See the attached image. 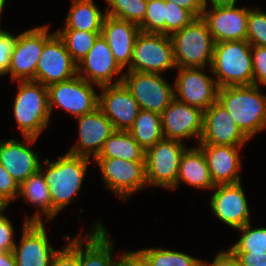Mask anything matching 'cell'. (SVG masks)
Instances as JSON below:
<instances>
[{
    "label": "cell",
    "instance_id": "cell-3",
    "mask_svg": "<svg viewBox=\"0 0 266 266\" xmlns=\"http://www.w3.org/2000/svg\"><path fill=\"white\" fill-rule=\"evenodd\" d=\"M251 50L247 40L214 44L211 70L219 88L254 85Z\"/></svg>",
    "mask_w": 266,
    "mask_h": 266
},
{
    "label": "cell",
    "instance_id": "cell-40",
    "mask_svg": "<svg viewBox=\"0 0 266 266\" xmlns=\"http://www.w3.org/2000/svg\"><path fill=\"white\" fill-rule=\"evenodd\" d=\"M19 194V184L0 164V198L9 206L17 199Z\"/></svg>",
    "mask_w": 266,
    "mask_h": 266
},
{
    "label": "cell",
    "instance_id": "cell-18",
    "mask_svg": "<svg viewBox=\"0 0 266 266\" xmlns=\"http://www.w3.org/2000/svg\"><path fill=\"white\" fill-rule=\"evenodd\" d=\"M161 123L164 138L181 142L196 138L199 143L203 132V111L174 98L161 113Z\"/></svg>",
    "mask_w": 266,
    "mask_h": 266
},
{
    "label": "cell",
    "instance_id": "cell-15",
    "mask_svg": "<svg viewBox=\"0 0 266 266\" xmlns=\"http://www.w3.org/2000/svg\"><path fill=\"white\" fill-rule=\"evenodd\" d=\"M202 19L215 43L247 39L249 7L218 5L205 7Z\"/></svg>",
    "mask_w": 266,
    "mask_h": 266
},
{
    "label": "cell",
    "instance_id": "cell-38",
    "mask_svg": "<svg viewBox=\"0 0 266 266\" xmlns=\"http://www.w3.org/2000/svg\"><path fill=\"white\" fill-rule=\"evenodd\" d=\"M65 247L59 249L54 255L50 266H79L78 262V234L72 239L70 235L64 236ZM71 239V240H70Z\"/></svg>",
    "mask_w": 266,
    "mask_h": 266
},
{
    "label": "cell",
    "instance_id": "cell-14",
    "mask_svg": "<svg viewBox=\"0 0 266 266\" xmlns=\"http://www.w3.org/2000/svg\"><path fill=\"white\" fill-rule=\"evenodd\" d=\"M45 45V25L30 28L17 36L8 72L11 80L35 81L36 67Z\"/></svg>",
    "mask_w": 266,
    "mask_h": 266
},
{
    "label": "cell",
    "instance_id": "cell-47",
    "mask_svg": "<svg viewBox=\"0 0 266 266\" xmlns=\"http://www.w3.org/2000/svg\"><path fill=\"white\" fill-rule=\"evenodd\" d=\"M0 266H17L12 251H0Z\"/></svg>",
    "mask_w": 266,
    "mask_h": 266
},
{
    "label": "cell",
    "instance_id": "cell-27",
    "mask_svg": "<svg viewBox=\"0 0 266 266\" xmlns=\"http://www.w3.org/2000/svg\"><path fill=\"white\" fill-rule=\"evenodd\" d=\"M181 183L205 191H211L215 187L205 155L198 146H188L181 156L176 189Z\"/></svg>",
    "mask_w": 266,
    "mask_h": 266
},
{
    "label": "cell",
    "instance_id": "cell-42",
    "mask_svg": "<svg viewBox=\"0 0 266 266\" xmlns=\"http://www.w3.org/2000/svg\"><path fill=\"white\" fill-rule=\"evenodd\" d=\"M15 229L9 217L4 213L0 215V251H12L16 241L14 240Z\"/></svg>",
    "mask_w": 266,
    "mask_h": 266
},
{
    "label": "cell",
    "instance_id": "cell-39",
    "mask_svg": "<svg viewBox=\"0 0 266 266\" xmlns=\"http://www.w3.org/2000/svg\"><path fill=\"white\" fill-rule=\"evenodd\" d=\"M1 27L0 24V77H3L8 72L11 54L17 41L18 34L14 35L8 29L3 30Z\"/></svg>",
    "mask_w": 266,
    "mask_h": 266
},
{
    "label": "cell",
    "instance_id": "cell-9",
    "mask_svg": "<svg viewBox=\"0 0 266 266\" xmlns=\"http://www.w3.org/2000/svg\"><path fill=\"white\" fill-rule=\"evenodd\" d=\"M99 86L89 83L79 75L48 86L49 110L55 107L65 110L74 118L93 112L98 108L99 94L94 89Z\"/></svg>",
    "mask_w": 266,
    "mask_h": 266
},
{
    "label": "cell",
    "instance_id": "cell-33",
    "mask_svg": "<svg viewBox=\"0 0 266 266\" xmlns=\"http://www.w3.org/2000/svg\"><path fill=\"white\" fill-rule=\"evenodd\" d=\"M106 15L140 25L146 13L148 0H105ZM109 6V7H108Z\"/></svg>",
    "mask_w": 266,
    "mask_h": 266
},
{
    "label": "cell",
    "instance_id": "cell-10",
    "mask_svg": "<svg viewBox=\"0 0 266 266\" xmlns=\"http://www.w3.org/2000/svg\"><path fill=\"white\" fill-rule=\"evenodd\" d=\"M122 83L142 110L161 115L174 99V84L163 74L125 71Z\"/></svg>",
    "mask_w": 266,
    "mask_h": 266
},
{
    "label": "cell",
    "instance_id": "cell-43",
    "mask_svg": "<svg viewBox=\"0 0 266 266\" xmlns=\"http://www.w3.org/2000/svg\"><path fill=\"white\" fill-rule=\"evenodd\" d=\"M240 266H266V253L263 252H233Z\"/></svg>",
    "mask_w": 266,
    "mask_h": 266
},
{
    "label": "cell",
    "instance_id": "cell-12",
    "mask_svg": "<svg viewBox=\"0 0 266 266\" xmlns=\"http://www.w3.org/2000/svg\"><path fill=\"white\" fill-rule=\"evenodd\" d=\"M174 98L205 111L217 101L218 85L211 67L176 68ZM210 69L211 75L205 70Z\"/></svg>",
    "mask_w": 266,
    "mask_h": 266
},
{
    "label": "cell",
    "instance_id": "cell-6",
    "mask_svg": "<svg viewBox=\"0 0 266 266\" xmlns=\"http://www.w3.org/2000/svg\"><path fill=\"white\" fill-rule=\"evenodd\" d=\"M185 143L163 138L145 150V177L148 186L175 191L180 159L188 148Z\"/></svg>",
    "mask_w": 266,
    "mask_h": 266
},
{
    "label": "cell",
    "instance_id": "cell-4",
    "mask_svg": "<svg viewBox=\"0 0 266 266\" xmlns=\"http://www.w3.org/2000/svg\"><path fill=\"white\" fill-rule=\"evenodd\" d=\"M13 116L23 136L39 138L51 121L48 87L35 81H16Z\"/></svg>",
    "mask_w": 266,
    "mask_h": 266
},
{
    "label": "cell",
    "instance_id": "cell-20",
    "mask_svg": "<svg viewBox=\"0 0 266 266\" xmlns=\"http://www.w3.org/2000/svg\"><path fill=\"white\" fill-rule=\"evenodd\" d=\"M23 138L24 141L14 138L0 140V164L19 185L38 172L41 165L39 152L32 149L38 138L30 136H23Z\"/></svg>",
    "mask_w": 266,
    "mask_h": 266
},
{
    "label": "cell",
    "instance_id": "cell-34",
    "mask_svg": "<svg viewBox=\"0 0 266 266\" xmlns=\"http://www.w3.org/2000/svg\"><path fill=\"white\" fill-rule=\"evenodd\" d=\"M252 223L235 229L241 232V237L232 246V252H263L266 253V227L252 228Z\"/></svg>",
    "mask_w": 266,
    "mask_h": 266
},
{
    "label": "cell",
    "instance_id": "cell-2",
    "mask_svg": "<svg viewBox=\"0 0 266 266\" xmlns=\"http://www.w3.org/2000/svg\"><path fill=\"white\" fill-rule=\"evenodd\" d=\"M217 101L249 140L266 130V94L260 86L220 87Z\"/></svg>",
    "mask_w": 266,
    "mask_h": 266
},
{
    "label": "cell",
    "instance_id": "cell-7",
    "mask_svg": "<svg viewBox=\"0 0 266 266\" xmlns=\"http://www.w3.org/2000/svg\"><path fill=\"white\" fill-rule=\"evenodd\" d=\"M177 68L170 35L140 32L126 71L164 74Z\"/></svg>",
    "mask_w": 266,
    "mask_h": 266
},
{
    "label": "cell",
    "instance_id": "cell-36",
    "mask_svg": "<svg viewBox=\"0 0 266 266\" xmlns=\"http://www.w3.org/2000/svg\"><path fill=\"white\" fill-rule=\"evenodd\" d=\"M246 40L251 46L266 47V12L259 7H249Z\"/></svg>",
    "mask_w": 266,
    "mask_h": 266
},
{
    "label": "cell",
    "instance_id": "cell-31",
    "mask_svg": "<svg viewBox=\"0 0 266 266\" xmlns=\"http://www.w3.org/2000/svg\"><path fill=\"white\" fill-rule=\"evenodd\" d=\"M149 266H202V260L184 252L164 248L137 250Z\"/></svg>",
    "mask_w": 266,
    "mask_h": 266
},
{
    "label": "cell",
    "instance_id": "cell-24",
    "mask_svg": "<svg viewBox=\"0 0 266 266\" xmlns=\"http://www.w3.org/2000/svg\"><path fill=\"white\" fill-rule=\"evenodd\" d=\"M205 155L210 176L214 185L236 184L242 181L241 149L244 146L197 145Z\"/></svg>",
    "mask_w": 266,
    "mask_h": 266
},
{
    "label": "cell",
    "instance_id": "cell-32",
    "mask_svg": "<svg viewBox=\"0 0 266 266\" xmlns=\"http://www.w3.org/2000/svg\"><path fill=\"white\" fill-rule=\"evenodd\" d=\"M62 39L72 59L78 63L92 48L101 32L80 31L74 29L55 30Z\"/></svg>",
    "mask_w": 266,
    "mask_h": 266
},
{
    "label": "cell",
    "instance_id": "cell-26",
    "mask_svg": "<svg viewBox=\"0 0 266 266\" xmlns=\"http://www.w3.org/2000/svg\"><path fill=\"white\" fill-rule=\"evenodd\" d=\"M18 198H23L24 202L37 208L32 217L25 215V221L43 223L53 220V204L49 186L40 170L19 185Z\"/></svg>",
    "mask_w": 266,
    "mask_h": 266
},
{
    "label": "cell",
    "instance_id": "cell-44",
    "mask_svg": "<svg viewBox=\"0 0 266 266\" xmlns=\"http://www.w3.org/2000/svg\"><path fill=\"white\" fill-rule=\"evenodd\" d=\"M202 266H240L235 254L228 248L217 253L212 262L202 260Z\"/></svg>",
    "mask_w": 266,
    "mask_h": 266
},
{
    "label": "cell",
    "instance_id": "cell-50",
    "mask_svg": "<svg viewBox=\"0 0 266 266\" xmlns=\"http://www.w3.org/2000/svg\"><path fill=\"white\" fill-rule=\"evenodd\" d=\"M7 2H6V0H0V20H1V18H2V15H3V9L5 8V4H6ZM0 23H1V21H0Z\"/></svg>",
    "mask_w": 266,
    "mask_h": 266
},
{
    "label": "cell",
    "instance_id": "cell-49",
    "mask_svg": "<svg viewBox=\"0 0 266 266\" xmlns=\"http://www.w3.org/2000/svg\"><path fill=\"white\" fill-rule=\"evenodd\" d=\"M6 208H8V205L0 198V215L5 212Z\"/></svg>",
    "mask_w": 266,
    "mask_h": 266
},
{
    "label": "cell",
    "instance_id": "cell-1",
    "mask_svg": "<svg viewBox=\"0 0 266 266\" xmlns=\"http://www.w3.org/2000/svg\"><path fill=\"white\" fill-rule=\"evenodd\" d=\"M93 160L89 158L70 154L68 152L58 159L44 160L45 168L41 163L40 171L49 186L51 201L53 204L54 217L65 210L72 203L83 186L87 168Z\"/></svg>",
    "mask_w": 266,
    "mask_h": 266
},
{
    "label": "cell",
    "instance_id": "cell-30",
    "mask_svg": "<svg viewBox=\"0 0 266 266\" xmlns=\"http://www.w3.org/2000/svg\"><path fill=\"white\" fill-rule=\"evenodd\" d=\"M128 132L146 150L164 138L161 115L140 109Z\"/></svg>",
    "mask_w": 266,
    "mask_h": 266
},
{
    "label": "cell",
    "instance_id": "cell-29",
    "mask_svg": "<svg viewBox=\"0 0 266 266\" xmlns=\"http://www.w3.org/2000/svg\"><path fill=\"white\" fill-rule=\"evenodd\" d=\"M97 157L145 161V150L128 131L115 130L104 142Z\"/></svg>",
    "mask_w": 266,
    "mask_h": 266
},
{
    "label": "cell",
    "instance_id": "cell-19",
    "mask_svg": "<svg viewBox=\"0 0 266 266\" xmlns=\"http://www.w3.org/2000/svg\"><path fill=\"white\" fill-rule=\"evenodd\" d=\"M76 121L78 141L67 152L94 160L115 128L99 107L91 113L76 117Z\"/></svg>",
    "mask_w": 266,
    "mask_h": 266
},
{
    "label": "cell",
    "instance_id": "cell-8",
    "mask_svg": "<svg viewBox=\"0 0 266 266\" xmlns=\"http://www.w3.org/2000/svg\"><path fill=\"white\" fill-rule=\"evenodd\" d=\"M105 188L124 202L137 191L147 187L145 161H127L119 158L96 157Z\"/></svg>",
    "mask_w": 266,
    "mask_h": 266
},
{
    "label": "cell",
    "instance_id": "cell-45",
    "mask_svg": "<svg viewBox=\"0 0 266 266\" xmlns=\"http://www.w3.org/2000/svg\"><path fill=\"white\" fill-rule=\"evenodd\" d=\"M116 266H149V264L138 251H124L118 255Z\"/></svg>",
    "mask_w": 266,
    "mask_h": 266
},
{
    "label": "cell",
    "instance_id": "cell-22",
    "mask_svg": "<svg viewBox=\"0 0 266 266\" xmlns=\"http://www.w3.org/2000/svg\"><path fill=\"white\" fill-rule=\"evenodd\" d=\"M98 107L110 119L115 130L128 131L140 110L138 102L123 83L101 86Z\"/></svg>",
    "mask_w": 266,
    "mask_h": 266
},
{
    "label": "cell",
    "instance_id": "cell-46",
    "mask_svg": "<svg viewBox=\"0 0 266 266\" xmlns=\"http://www.w3.org/2000/svg\"><path fill=\"white\" fill-rule=\"evenodd\" d=\"M174 2L180 7L189 10L196 18L201 17L206 7L204 0H164Z\"/></svg>",
    "mask_w": 266,
    "mask_h": 266
},
{
    "label": "cell",
    "instance_id": "cell-23",
    "mask_svg": "<svg viewBox=\"0 0 266 266\" xmlns=\"http://www.w3.org/2000/svg\"><path fill=\"white\" fill-rule=\"evenodd\" d=\"M88 229L84 237L81 230L78 233L79 266H116L118 256L114 258V240L103 222L95 221Z\"/></svg>",
    "mask_w": 266,
    "mask_h": 266
},
{
    "label": "cell",
    "instance_id": "cell-5",
    "mask_svg": "<svg viewBox=\"0 0 266 266\" xmlns=\"http://www.w3.org/2000/svg\"><path fill=\"white\" fill-rule=\"evenodd\" d=\"M177 68L211 67L214 40L202 17L170 35Z\"/></svg>",
    "mask_w": 266,
    "mask_h": 266
},
{
    "label": "cell",
    "instance_id": "cell-25",
    "mask_svg": "<svg viewBox=\"0 0 266 266\" xmlns=\"http://www.w3.org/2000/svg\"><path fill=\"white\" fill-rule=\"evenodd\" d=\"M140 32V27L134 23L109 15L104 17L101 35L123 70L130 66L134 44Z\"/></svg>",
    "mask_w": 266,
    "mask_h": 266
},
{
    "label": "cell",
    "instance_id": "cell-41",
    "mask_svg": "<svg viewBox=\"0 0 266 266\" xmlns=\"http://www.w3.org/2000/svg\"><path fill=\"white\" fill-rule=\"evenodd\" d=\"M254 85L266 86V47L252 46Z\"/></svg>",
    "mask_w": 266,
    "mask_h": 266
},
{
    "label": "cell",
    "instance_id": "cell-21",
    "mask_svg": "<svg viewBox=\"0 0 266 266\" xmlns=\"http://www.w3.org/2000/svg\"><path fill=\"white\" fill-rule=\"evenodd\" d=\"M248 142L249 139L218 101L203 111V132L197 144L244 146Z\"/></svg>",
    "mask_w": 266,
    "mask_h": 266
},
{
    "label": "cell",
    "instance_id": "cell-16",
    "mask_svg": "<svg viewBox=\"0 0 266 266\" xmlns=\"http://www.w3.org/2000/svg\"><path fill=\"white\" fill-rule=\"evenodd\" d=\"M209 199L213 214L231 229H238L251 222L248 199L242 183L216 185Z\"/></svg>",
    "mask_w": 266,
    "mask_h": 266
},
{
    "label": "cell",
    "instance_id": "cell-48",
    "mask_svg": "<svg viewBox=\"0 0 266 266\" xmlns=\"http://www.w3.org/2000/svg\"><path fill=\"white\" fill-rule=\"evenodd\" d=\"M238 0H204L206 7L218 5H237ZM210 2V4H209Z\"/></svg>",
    "mask_w": 266,
    "mask_h": 266
},
{
    "label": "cell",
    "instance_id": "cell-35",
    "mask_svg": "<svg viewBox=\"0 0 266 266\" xmlns=\"http://www.w3.org/2000/svg\"><path fill=\"white\" fill-rule=\"evenodd\" d=\"M139 27L142 32L165 34L164 0H148L145 18Z\"/></svg>",
    "mask_w": 266,
    "mask_h": 266
},
{
    "label": "cell",
    "instance_id": "cell-28",
    "mask_svg": "<svg viewBox=\"0 0 266 266\" xmlns=\"http://www.w3.org/2000/svg\"><path fill=\"white\" fill-rule=\"evenodd\" d=\"M70 5L63 29L101 32L106 13L98 8L95 0H71Z\"/></svg>",
    "mask_w": 266,
    "mask_h": 266
},
{
    "label": "cell",
    "instance_id": "cell-37",
    "mask_svg": "<svg viewBox=\"0 0 266 266\" xmlns=\"http://www.w3.org/2000/svg\"><path fill=\"white\" fill-rule=\"evenodd\" d=\"M196 17L187 9L174 2L165 1V35L181 30Z\"/></svg>",
    "mask_w": 266,
    "mask_h": 266
},
{
    "label": "cell",
    "instance_id": "cell-17",
    "mask_svg": "<svg viewBox=\"0 0 266 266\" xmlns=\"http://www.w3.org/2000/svg\"><path fill=\"white\" fill-rule=\"evenodd\" d=\"M20 243L12 250L17 266H50L58 250L51 246L45 222H23Z\"/></svg>",
    "mask_w": 266,
    "mask_h": 266
},
{
    "label": "cell",
    "instance_id": "cell-13",
    "mask_svg": "<svg viewBox=\"0 0 266 266\" xmlns=\"http://www.w3.org/2000/svg\"><path fill=\"white\" fill-rule=\"evenodd\" d=\"M123 72L102 35L97 37L87 55L77 63V75L99 87L122 83ZM115 76L118 78L114 79Z\"/></svg>",
    "mask_w": 266,
    "mask_h": 266
},
{
    "label": "cell",
    "instance_id": "cell-11",
    "mask_svg": "<svg viewBox=\"0 0 266 266\" xmlns=\"http://www.w3.org/2000/svg\"><path fill=\"white\" fill-rule=\"evenodd\" d=\"M45 25V45L38 60L35 82L44 86L69 80L77 75V63L72 59L64 42L56 32Z\"/></svg>",
    "mask_w": 266,
    "mask_h": 266
}]
</instances>
